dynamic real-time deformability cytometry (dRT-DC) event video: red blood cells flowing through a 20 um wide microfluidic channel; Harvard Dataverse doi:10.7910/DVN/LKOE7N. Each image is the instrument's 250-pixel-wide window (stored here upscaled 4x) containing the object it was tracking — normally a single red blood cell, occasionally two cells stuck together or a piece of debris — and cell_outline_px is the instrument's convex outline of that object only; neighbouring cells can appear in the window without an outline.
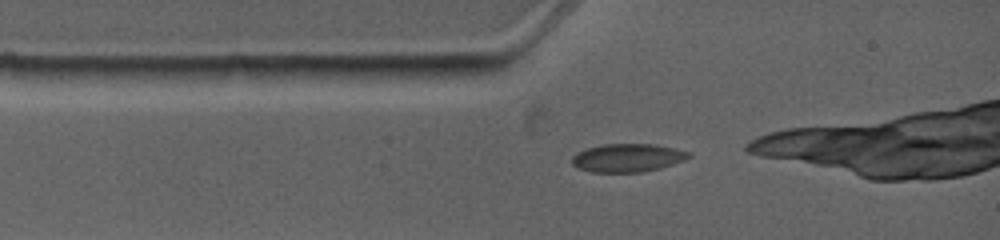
{"species": "common noctule bat (a hibernating species)", "species_latin": "Nyctalus noctula", "temperature_condition": "warm", "stored_images_in_passage": 3, "camera_frame_rate_fps": 4500, "um_per_image_px": 0.085, "animal": {"sex": "female", "body_mass_g": 19.0, "forearm_length_mm": 53.3}, "frame": {"image": 1, "passage_image": 1, "time_ms": 0.0, "image_size_px": [1000, 240], "cell_outline_px": [[692, 156], [684, 160], [660, 168], [644, 172], [592, 172], [580, 168], [572, 164], [572, 156], [576, 152], [600, 144], [656, 144], [676, 148], [692, 152]], "centroid_in_image_um": [53.38, 13.4], "position_along_channel_um": 31.6, "area_um2": 19.36}}